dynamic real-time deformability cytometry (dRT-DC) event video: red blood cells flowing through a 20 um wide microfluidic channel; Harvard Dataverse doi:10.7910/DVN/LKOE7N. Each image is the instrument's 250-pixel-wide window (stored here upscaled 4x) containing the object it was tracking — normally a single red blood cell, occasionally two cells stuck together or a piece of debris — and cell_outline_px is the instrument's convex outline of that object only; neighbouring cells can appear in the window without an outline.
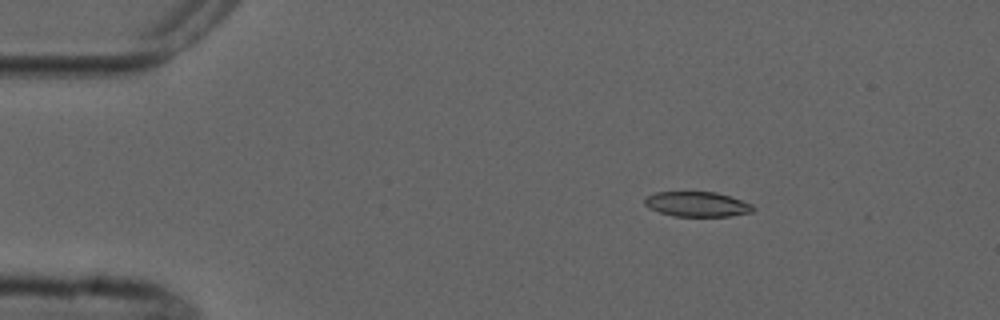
{"species": "common noctule bat (a hibernating species)", "species_latin": "Nyctalus noctula", "temperature_condition": "cold", "stored_images_in_passage": 4, "camera_frame_rate_fps": 3000, "um_per_image_px": 0.085, "animal": {"sex": "male", "forearm_length_mm": 52.5}, "frame": {"image": 1, "passage_image": 2, "time_ms": 1.0, "image_size_px": [1000, 320], "cell_outline_px": [[756, 208], [752, 212], [728, 216], [672, 216], [660, 212], [644, 204], [644, 196], [656, 192], [716, 192], [752, 204]], "centroid_in_image_um": [59.24, 17.35], "position_along_channel_um": 25.8, "area_um2": 15.66}}